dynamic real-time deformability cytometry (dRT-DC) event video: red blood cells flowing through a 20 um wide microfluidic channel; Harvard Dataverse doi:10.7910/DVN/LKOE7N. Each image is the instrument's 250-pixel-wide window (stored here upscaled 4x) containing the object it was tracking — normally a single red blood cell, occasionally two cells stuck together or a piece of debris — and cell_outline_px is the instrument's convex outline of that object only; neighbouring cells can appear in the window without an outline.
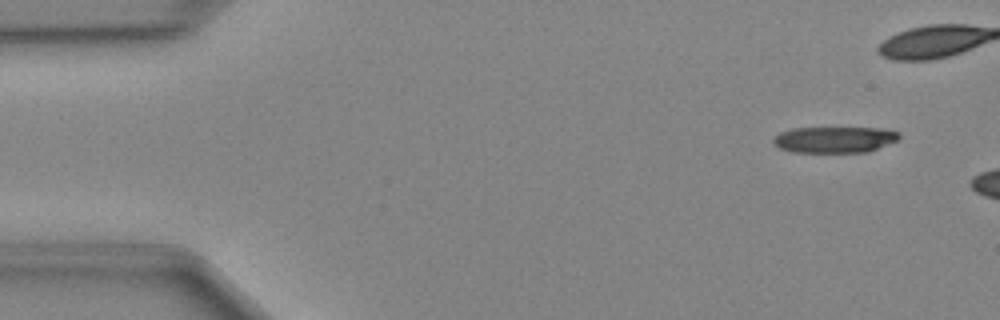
{"species": "Egyptian fruit bat (a non-hibernating species)", "species_latin": "Rousettus aegyptiacus", "temperature_condition": "cold", "stored_images_in_passage": 8, "camera_frame_rate_fps": 3000, "um_per_image_px": 0.085, "animal": {"sex": "female"}, "frame": {"image": 1, "passage_image": 4, "time_ms": 1.0, "image_size_px": [1000, 320], "cell_outline_px": [[900, 136], [896, 140], [868, 152], [792, 152], [780, 148], [772, 144], [772, 140], [780, 132], [792, 128], [888, 128], [900, 132]], "centroid_in_image_um": [70.93, 11.86], "position_along_channel_um": 14.1, "area_um2": 19.25}}